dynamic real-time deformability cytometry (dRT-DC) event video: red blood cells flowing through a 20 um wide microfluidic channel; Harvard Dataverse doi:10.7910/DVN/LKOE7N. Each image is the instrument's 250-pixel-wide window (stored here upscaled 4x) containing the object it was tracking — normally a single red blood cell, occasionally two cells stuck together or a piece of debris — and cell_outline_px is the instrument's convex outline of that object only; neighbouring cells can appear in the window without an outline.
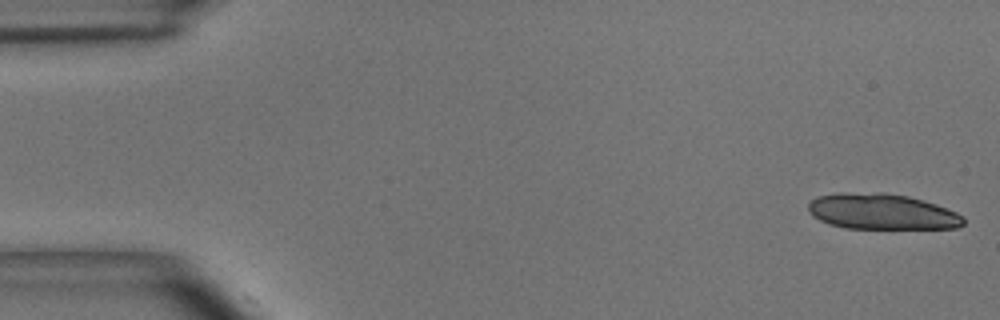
{"species": "common noctule bat (a hibernating species)", "species_latin": "Nyctalus noctula", "temperature_condition": "room temperature", "stored_images_in_passage": 2, "camera_frame_rate_fps": 3000, "um_per_image_px": 0.085, "animal": {"sex": "male", "body_mass_g": 15.6}, "frame": {"image": 1, "passage_image": 1, "time_ms": 0.0, "image_size_px": [1000, 320], "cell_outline_px": [[964, 224], [956, 228], [844, 228], [828, 224], [812, 216], [808, 208], [808, 204], [816, 196], [840, 192], [884, 192], [908, 196], [924, 200], [936, 204], [956, 212], [964, 216]], "centroid_in_image_um": [74.94, 17.98], "position_along_channel_um": 10.1, "area_um2": 32.54}}